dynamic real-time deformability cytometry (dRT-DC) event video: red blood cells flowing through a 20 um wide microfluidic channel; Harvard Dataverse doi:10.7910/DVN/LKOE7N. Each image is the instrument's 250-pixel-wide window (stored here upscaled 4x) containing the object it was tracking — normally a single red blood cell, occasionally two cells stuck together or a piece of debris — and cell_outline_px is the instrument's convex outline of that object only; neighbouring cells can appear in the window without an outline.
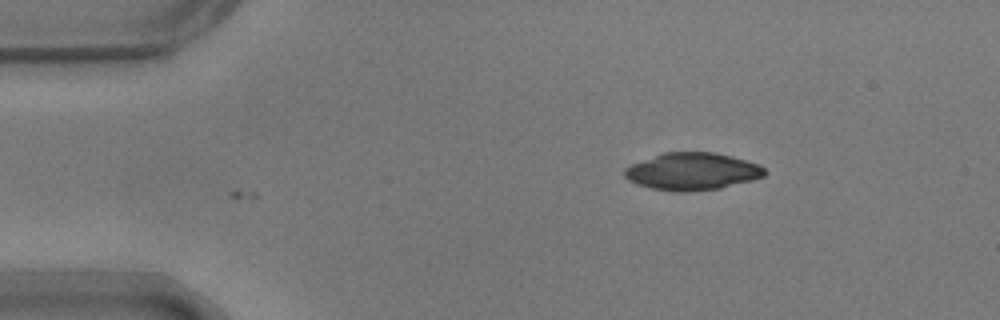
{"species": "common noctule bat (a hibernating species)", "species_latin": "Nyctalus noctula", "temperature_condition": "warm", "stored_images_in_passage": 6, "camera_frame_rate_fps": 3000, "um_per_image_px": 0.085, "animal": {"sex": "male", "body_mass_g": 17.9}, "frame": {"image": 1, "passage_image": 6, "time_ms": 1.667, "image_size_px": [1000, 320], "cell_outline_px": [[768, 172], [764, 176], [752, 180], [720, 188], [688, 192], [676, 192], [652, 188], [636, 184], [628, 180], [624, 176], [624, 168], [632, 164], [664, 152], [716, 152], [732, 156], [760, 164]], "centroid_in_image_um": [58.86, 14.57], "position_along_channel_um": 26.1, "area_um2": 30.58}}